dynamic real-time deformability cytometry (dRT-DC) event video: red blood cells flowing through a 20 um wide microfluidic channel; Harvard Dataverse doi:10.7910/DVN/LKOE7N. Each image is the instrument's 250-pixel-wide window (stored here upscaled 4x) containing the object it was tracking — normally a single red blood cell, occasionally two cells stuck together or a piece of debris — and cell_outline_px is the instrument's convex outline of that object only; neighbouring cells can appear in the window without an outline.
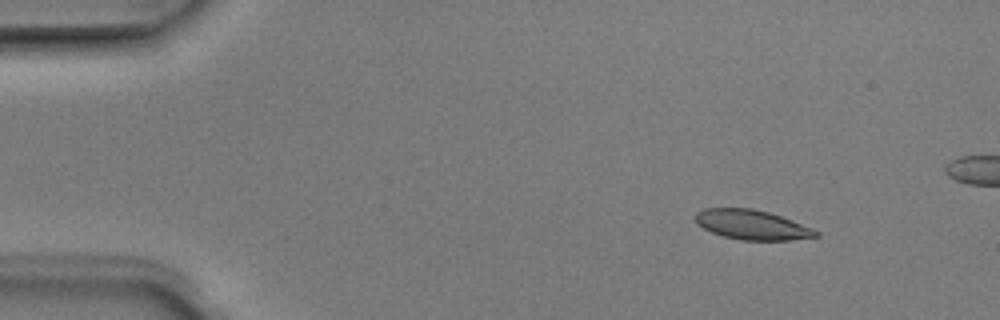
{"species": "Egyptian fruit bat (a non-hibernating species)", "species_latin": "Rousettus aegyptiacus", "temperature_condition": "room temperature", "stored_images_in_passage": 7, "camera_frame_rate_fps": 3000, "um_per_image_px": 0.085, "animal": {"sex": "male"}, "frame": {"image": 1, "passage_image": 2, "time_ms": 0.333, "image_size_px": [1000, 320], "cell_outline_px": [[820, 236], [788, 240], [740, 240], [724, 236], [712, 232], [696, 224], [692, 216], [696, 212], [704, 208], [752, 208], [768, 212], [780, 216], [812, 228], [820, 232]], "centroid_in_image_um": [63.87, 19.1], "position_along_channel_um": 21.1, "area_um2": 20.87}}
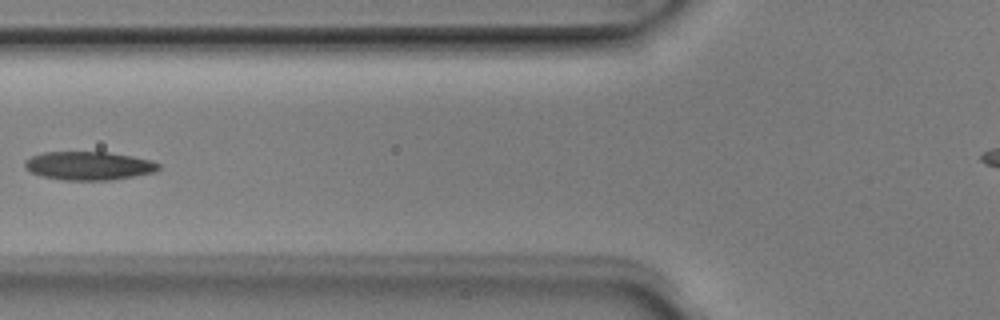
{"frame": {"image": 2, "passage_image": 6, "time_ms": 1.667, "image_size_px": [1000, 320], "cell_outline_px": [[160, 168], [156, 172], [108, 180], [64, 180], [40, 176], [24, 168], [24, 160], [40, 152], [108, 152], [132, 156], [152, 160], [160, 164]], "centroid_in_image_um": [7.53, 14.08], "position_along_channel_um": 118.3, "area_um2": 22.31}}
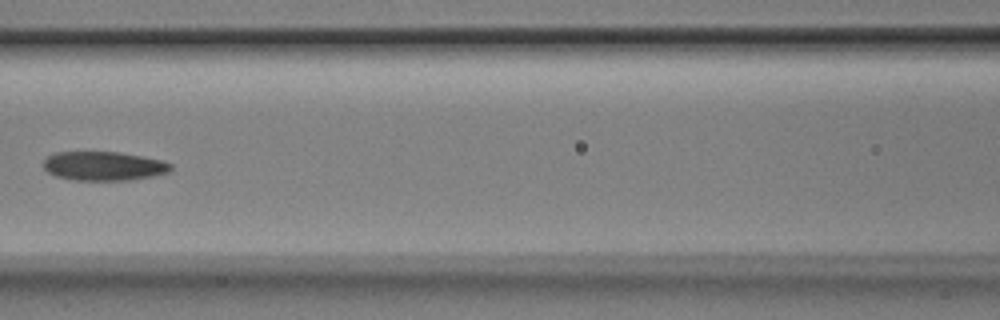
{"frame": {"image": 3, "passage_image": 7, "time_ms": 2.0, "image_size_px": [1000, 320], "cell_outline_px": [[172, 172], [152, 176], [128, 180], [72, 180], [56, 176], [48, 172], [44, 168], [44, 160], [48, 156], [56, 152], [120, 152], [164, 160], [172, 164]], "centroid_in_image_um": [8.86, 14.11], "position_along_channel_um": 157.7, "area_um2": 21.68}}